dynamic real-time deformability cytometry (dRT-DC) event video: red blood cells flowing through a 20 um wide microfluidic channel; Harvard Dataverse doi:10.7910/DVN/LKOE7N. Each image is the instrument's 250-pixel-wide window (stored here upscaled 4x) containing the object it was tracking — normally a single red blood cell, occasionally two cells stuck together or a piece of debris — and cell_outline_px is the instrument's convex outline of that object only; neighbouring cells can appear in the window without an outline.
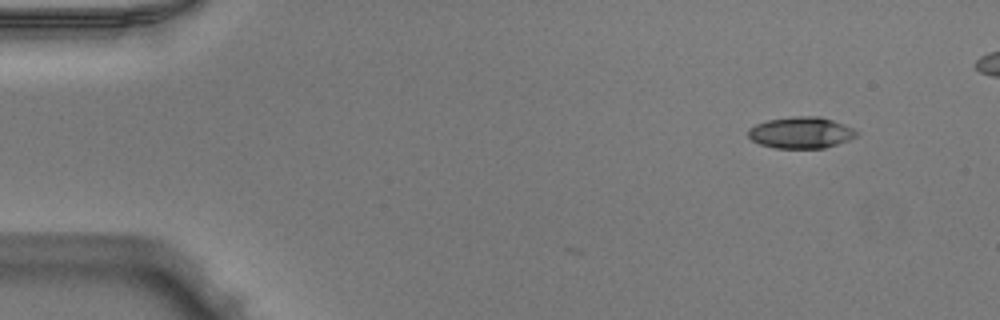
{"species": "Egyptian fruit bat (a non-hibernating species)", "species_latin": "Rousettus aegyptiacus", "temperature_condition": "warm", "stored_images_in_passage": 2, "camera_frame_rate_fps": 3000, "um_per_image_px": 0.085, "animal": {"sex": "male"}, "frame": {"image": 1, "passage_image": 2, "time_ms": 0.333, "image_size_px": [1000, 320], "cell_outline_px": [[856, 136], [848, 140], [824, 148], [776, 148], [760, 144], [752, 140], [748, 136], [748, 128], [756, 124], [768, 120], [796, 116], [820, 116], [844, 124], [852, 128], [856, 132]], "centroid_in_image_um": [68.05, 11.27], "position_along_channel_um": 16.9, "area_um2": 19.65}}